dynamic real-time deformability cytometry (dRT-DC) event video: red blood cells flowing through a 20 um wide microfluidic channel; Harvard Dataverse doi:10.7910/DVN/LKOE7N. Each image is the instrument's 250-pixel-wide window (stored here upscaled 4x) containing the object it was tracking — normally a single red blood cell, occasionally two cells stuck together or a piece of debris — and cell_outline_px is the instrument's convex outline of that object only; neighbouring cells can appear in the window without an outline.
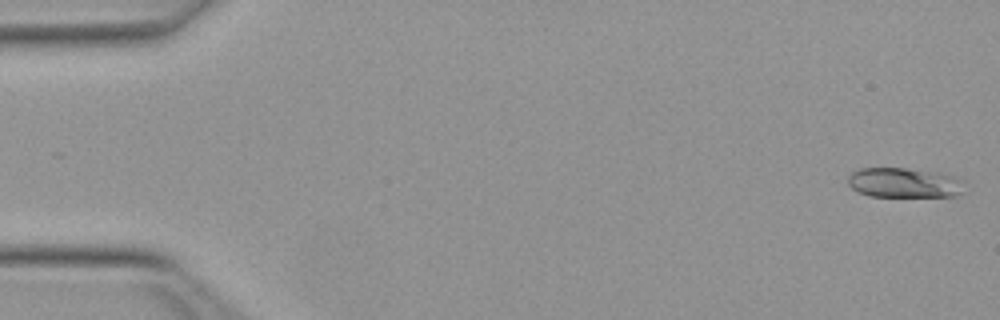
{"species": "Egyptian fruit bat (a non-hibernating species)", "species_latin": "Rousettus aegyptiacus", "temperature_condition": "warm", "stored_images_in_passage": 51, "camera_frame_rate_fps": 3000, "um_per_image_px": 0.085, "animal": {"sex": "female"}, "frame": {"image": 1, "passage_image": 1, "time_ms": 0.0, "image_size_px": [1000, 320], "cell_outline_px": [[964, 180], [960, 192], [956, 196], [868, 196], [852, 188], [848, 184], [848, 176], [852, 172], [860, 168], [904, 168], [940, 172], [956, 176]], "centroid_in_image_um": [76.85, 15.52], "position_along_channel_um": 8.1, "area_um2": 20.29}}
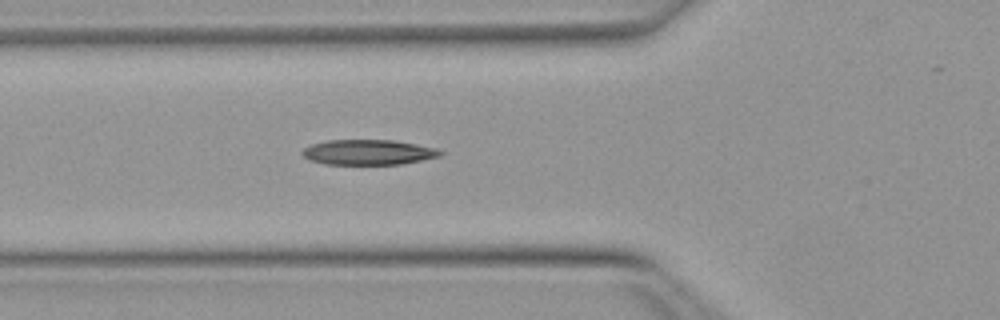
{"frame": {"image": 2, "passage_image": 18, "time_ms": 5.667, "image_size_px": [1000, 320], "cell_outline_px": [[444, 152], [440, 156], [400, 164], [324, 164], [308, 160], [300, 152], [304, 148], [312, 144], [328, 140], [392, 140], [416, 144], [436, 148]], "centroid_in_image_um": [31.27, 12.94], "position_along_channel_um": 94.5, "area_um2": 20.17}}
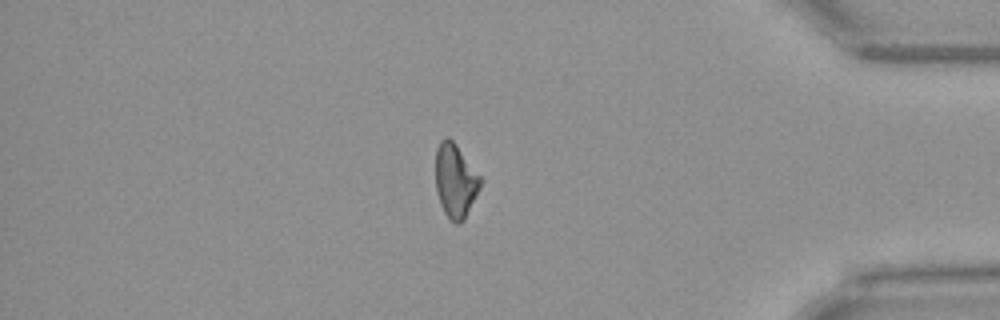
{"frame": {"image": 3, "passage_image": 43, "time_ms": 14.0, "image_size_px": [1000, 320], "cell_outline_px": [[480, 188], [464, 220], [456, 224], [444, 212], [440, 204], [436, 188], [436, 148], [440, 140], [444, 136], [448, 136], [456, 144], [480, 176]], "centroid_in_image_um": [38.69, 15.33], "position_along_channel_um": 396.5, "area_um2": 19.07}, "authors_computed_cell_mechanics": {"area_um2": 19.941, "velocity_mm_per_s": 4.0193, "shape_relaxation_time_tau1_ms": 6.364, "shape_relaxation_time_tau2_ms": null, "deformation_change_tau1": 0.1792, "deformation_change_tau2": null}}